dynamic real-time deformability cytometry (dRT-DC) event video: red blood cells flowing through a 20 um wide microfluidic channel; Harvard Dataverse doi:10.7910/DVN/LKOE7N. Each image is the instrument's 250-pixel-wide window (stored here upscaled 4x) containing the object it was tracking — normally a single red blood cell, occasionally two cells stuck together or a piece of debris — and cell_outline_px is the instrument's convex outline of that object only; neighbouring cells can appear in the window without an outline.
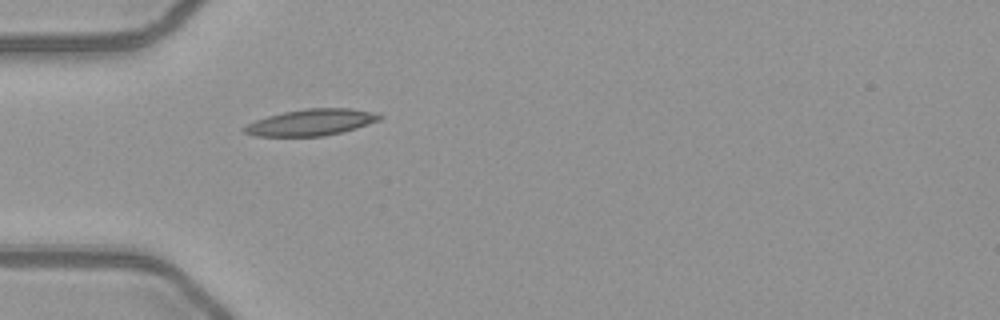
{"species": "common noctule bat (a hibernating species)", "species_latin": "Nyctalus noctula", "temperature_condition": "warm", "stored_images_in_passage": 9, "camera_frame_rate_fps": 3000, "um_per_image_px": 0.085, "animal": {"sex": "female", "body_mass_g": 21.9}, "frame": {"image": 1, "passage_image": 1, "time_ms": 0.0, "image_size_px": [1000, 320], "cell_outline_px": [[384, 116], [380, 120], [356, 128], [324, 136], [256, 136], [244, 132], [240, 128], [256, 120], [268, 116], [284, 112], [308, 108], [352, 108], [380, 112]], "centroid_in_image_um": [26.51, 10.39], "position_along_channel_um": 58.5, "area_um2": 20.92}}
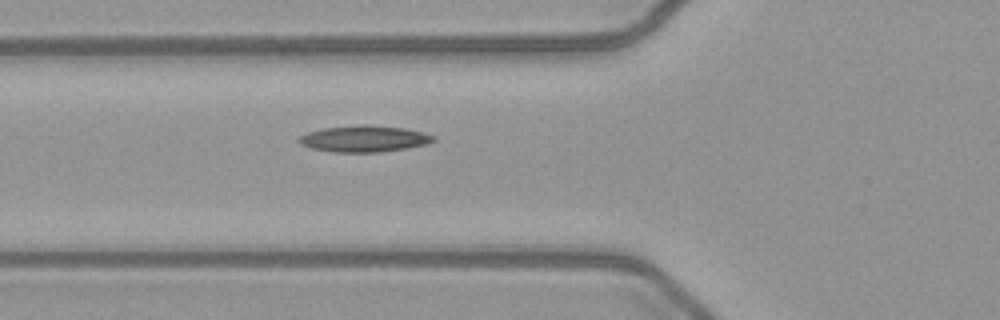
{"frame": {"image": 2, "passage_image": 4, "time_ms": 1.0, "image_size_px": [1000, 320], "cell_outline_px": [[436, 140], [428, 144], [404, 148], [376, 152], [332, 152], [312, 148], [300, 144], [296, 140], [300, 136], [308, 132], [324, 128], [360, 124], [368, 124], [404, 128], [420, 132], [432, 136]], "centroid_in_image_um": [30.9, 11.79], "position_along_channel_um": 94.9, "area_um2": 20.52}}
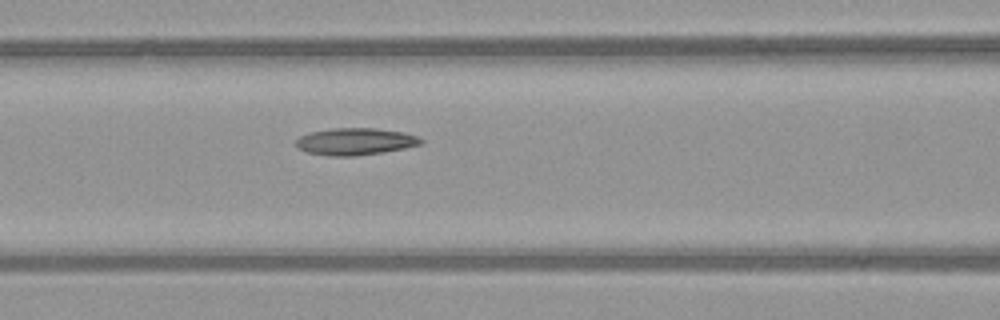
{"frame": {"image": 3, "passage_image": 7, "time_ms": 2.0, "image_size_px": [1000, 320], "cell_outline_px": [[424, 144], [384, 152], [356, 156], [328, 156], [304, 152], [296, 148], [296, 140], [300, 136], [308, 132], [332, 128], [376, 128], [404, 132], [416, 136], [424, 140]], "centroid_in_image_um": [30.17, 12.03], "position_along_channel_um": 136.4, "area_um2": 20.0}}